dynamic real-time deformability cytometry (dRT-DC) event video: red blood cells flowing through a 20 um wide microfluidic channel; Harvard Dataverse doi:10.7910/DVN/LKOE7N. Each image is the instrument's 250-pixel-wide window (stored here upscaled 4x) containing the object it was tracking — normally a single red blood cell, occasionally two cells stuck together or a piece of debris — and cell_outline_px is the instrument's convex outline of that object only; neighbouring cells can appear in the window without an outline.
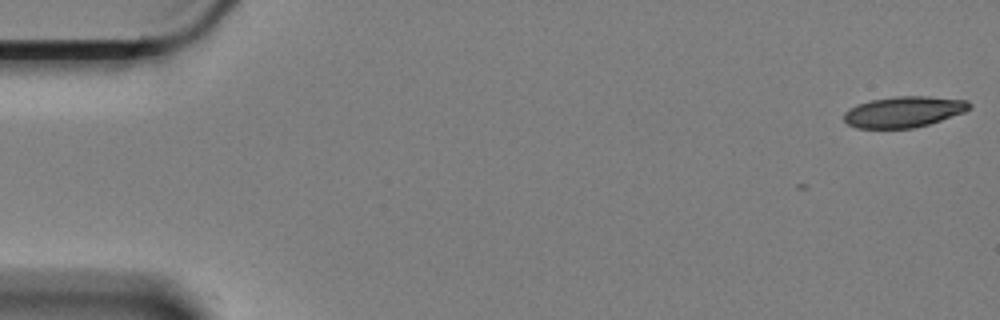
{"species": "Egyptian fruit bat (a non-hibernating species)", "species_latin": "Rousettus aegyptiacus", "temperature_condition": "cold", "stored_images_in_passage": 2, "camera_frame_rate_fps": 3000, "um_per_image_px": 0.085, "animal": {"sex": "female"}, "frame": {"image": 1, "passage_image": 1, "time_ms": 0.0, "image_size_px": [1000, 320], "cell_outline_px": [[972, 108], [964, 112], [928, 124], [912, 128], [856, 128], [848, 124], [844, 120], [844, 112], [848, 108], [856, 104], [872, 100], [896, 96], [928, 96], [968, 100], [972, 104]], "centroid_in_image_um": [76.82, 9.49], "position_along_channel_um": 8.2, "area_um2": 22.66}}